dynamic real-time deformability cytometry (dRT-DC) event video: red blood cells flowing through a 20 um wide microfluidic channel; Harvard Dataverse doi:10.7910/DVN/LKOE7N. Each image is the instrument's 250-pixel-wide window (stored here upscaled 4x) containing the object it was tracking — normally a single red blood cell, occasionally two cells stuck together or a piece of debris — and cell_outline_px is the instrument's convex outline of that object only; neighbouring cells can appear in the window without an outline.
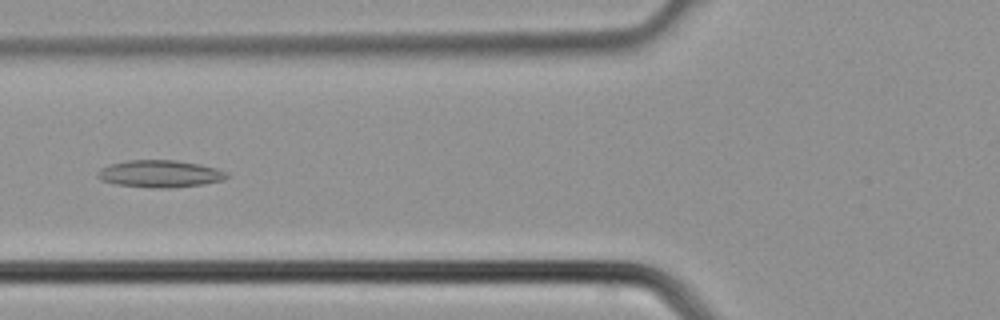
{"species": "common noctule bat (a hibernating species)", "species_latin": "Nyctalus noctula", "temperature_condition": "cold", "stored_images_in_passage": 37, "camera_frame_rate_fps": 3000, "um_per_image_px": 0.085, "animal": {"sex": "male", "body_mass_g": 21.5, "forearm_length_mm": 52.0}, "frame": {"image": 1, "passage_image": 14, "time_ms": 4.333, "image_size_px": [1000, 320], "cell_outline_px": [[228, 176], [224, 180], [204, 184], [172, 188], [152, 188], [116, 184], [100, 180], [96, 176], [96, 172], [100, 168], [108, 164], [128, 160], [176, 160], [200, 164], [216, 168], [228, 172]], "centroid_in_image_um": [13.58, 14.77], "position_along_channel_um": 112.2, "area_um2": 20.75}}
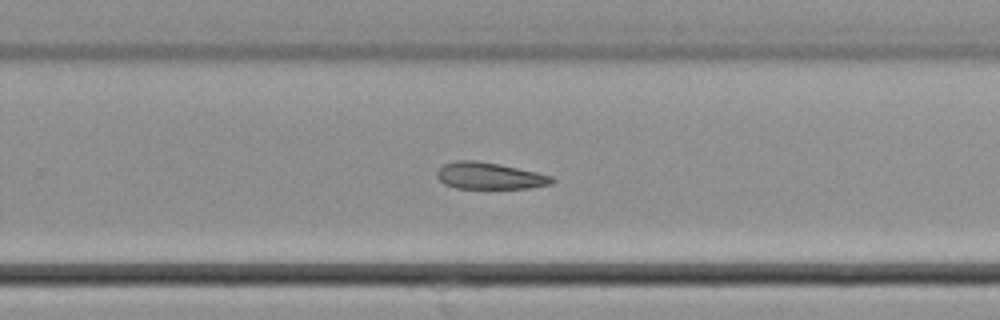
{"frame": {"image": 2, "passage_image": 24, "time_ms": 7.667, "image_size_px": [1000, 320], "cell_outline_px": [[556, 180], [552, 184], [532, 188], [456, 188], [444, 184], [436, 176], [436, 172], [444, 164], [456, 160], [476, 160], [500, 164], [536, 172], [552, 176]], "centroid_in_image_um": [41.62, 14.95], "position_along_channel_um": 288.2, "area_um2": 17.98}}
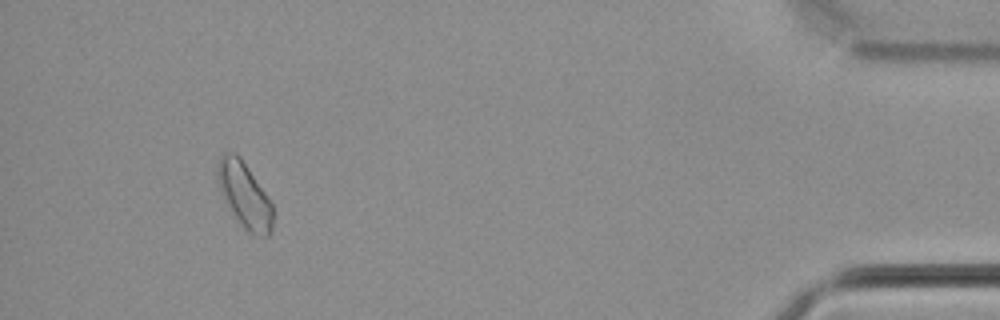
{"frame": {"image": 3, "passage_image": 35, "time_ms": 11.333, "image_size_px": [1000, 320], "cell_outline_px": [[272, 232], [268, 236], [256, 236], [248, 232], [244, 228], [236, 216], [224, 196], [220, 188], [216, 176], [216, 160], [224, 152], [236, 152], [240, 156], [272, 204]], "centroid_in_image_um": [20.77, 16.54], "position_along_channel_um": 414.4, "area_um2": 20.63}}